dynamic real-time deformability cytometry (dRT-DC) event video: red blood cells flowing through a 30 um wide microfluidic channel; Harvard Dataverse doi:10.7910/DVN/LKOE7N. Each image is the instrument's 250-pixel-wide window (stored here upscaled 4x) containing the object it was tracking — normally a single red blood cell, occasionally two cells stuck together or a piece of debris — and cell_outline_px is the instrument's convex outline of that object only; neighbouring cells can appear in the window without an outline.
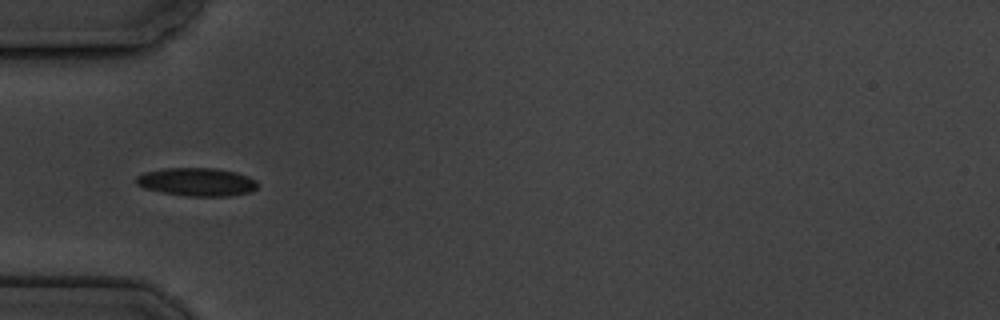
{"species": "common noctule bat (a hibernating species)", "species_latin": "Nyctalus noctula", "temperature_condition": "cold", "stored_images_in_passage": 15, "camera_frame_rate_fps": 3000, "um_per_image_px": 0.085, "animal": {"sex": "male", "body_mass_g": 19.5, "forearm_length_mm": 54.6}, "frame": {"image": 1, "passage_image": 5, "time_ms": 5.667, "image_size_px": [1000, 320], "cell_outline_px": [[260, 184], [252, 192], [232, 196], [184, 196], [144, 188], [136, 184], [136, 176], [144, 172], [164, 168], [216, 168], [236, 172], [248, 176], [256, 180]], "centroid_in_image_um": [16.77, 15.46], "position_along_channel_um": 68.2, "area_um2": 20.17}}
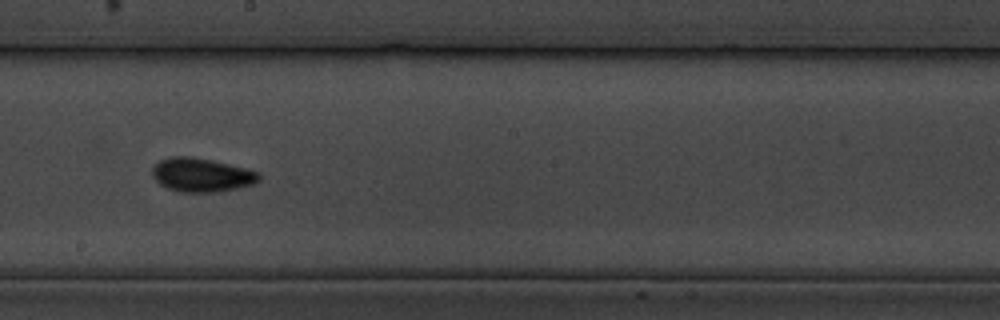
{"frame": {"image": 2, "passage_image": 9, "time_ms": 10.333, "image_size_px": [1000, 320], "cell_outline_px": [[260, 180], [256, 184], [220, 192], [180, 192], [168, 188], [160, 184], [152, 176], [152, 164], [160, 160], [172, 156], [192, 156], [212, 160], [260, 172]], "centroid_in_image_um": [17.13, 14.87], "position_along_channel_um": 231.1, "area_um2": 21.27}}
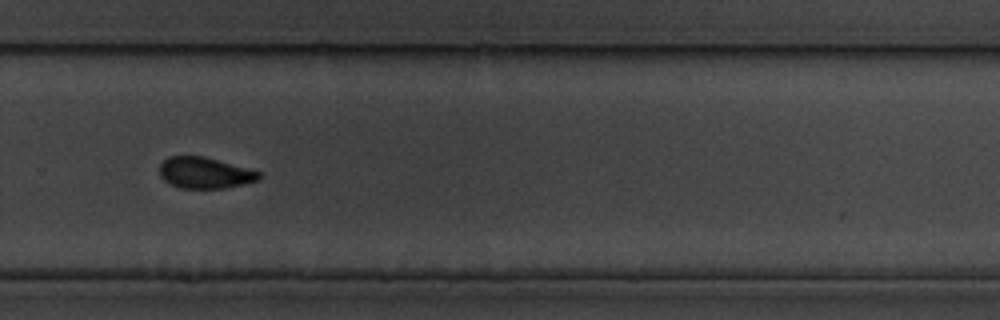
{"frame": {"image": 3, "passage_image": 11, "time_ms": 12.667, "image_size_px": [1000, 320], "cell_outline_px": [[264, 176], [260, 180], [244, 184], [224, 188], [180, 188], [164, 180], [160, 176], [160, 164], [168, 156], [204, 156], [260, 172]], "centroid_in_image_um": [17.43, 14.69], "position_along_channel_um": 312.4, "area_um2": 18.03}, "authors_computed_cell_mechanics": {"area_um2": 20.1144, "velocity_mm_per_s": 3.4941, "shape_relaxation_time_tau1_ms": 2.2209, "shape_relaxation_time_tau2_ms": null, "deformation_change_tau1": 0.0754, "deformation_change_tau2": null}}